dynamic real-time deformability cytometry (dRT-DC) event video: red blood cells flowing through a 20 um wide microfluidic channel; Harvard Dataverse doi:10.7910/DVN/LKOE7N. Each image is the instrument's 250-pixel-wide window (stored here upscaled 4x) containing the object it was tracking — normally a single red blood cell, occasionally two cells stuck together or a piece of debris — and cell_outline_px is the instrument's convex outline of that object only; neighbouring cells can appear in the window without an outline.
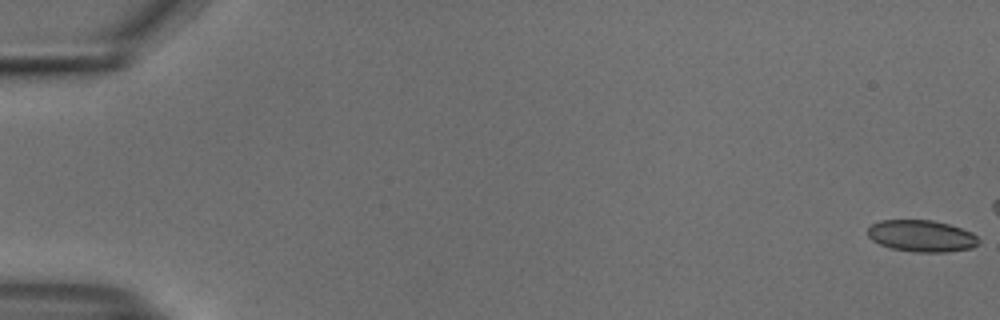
{"species": "common noctule bat (a hibernating species)", "species_latin": "Nyctalus noctula", "temperature_condition": "cold", "stored_images_in_passage": 16, "camera_frame_rate_fps": 3000, "um_per_image_px": 0.085, "animal": {"sex": "male", "body_mass_g": 18.8}, "frame": {"image": 1, "passage_image": 1, "time_ms": 0.0, "image_size_px": [1000, 320], "cell_outline_px": [[980, 244], [972, 248], [948, 252], [912, 252], [892, 248], [880, 244], [872, 240], [868, 236], [868, 228], [872, 224], [880, 220], [932, 220], [948, 224], [972, 232], [980, 240]], "centroid_in_image_um": [78.35, 20.06], "position_along_channel_um": 6.6, "area_um2": 20.58}}